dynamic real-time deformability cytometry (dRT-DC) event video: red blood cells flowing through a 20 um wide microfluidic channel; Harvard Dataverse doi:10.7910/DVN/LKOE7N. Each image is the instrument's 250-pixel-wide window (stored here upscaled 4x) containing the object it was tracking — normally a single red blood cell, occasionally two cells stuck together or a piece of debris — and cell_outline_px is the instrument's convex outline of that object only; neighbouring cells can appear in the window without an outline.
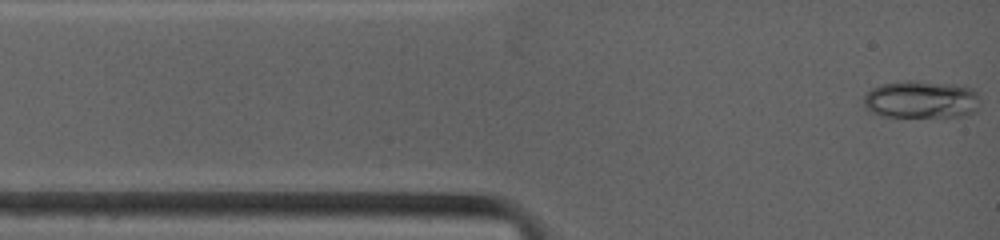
{"species": "common noctule bat (a hibernating species)", "species_latin": "Nyctalus noctula", "temperature_condition": "warm", "stored_images_in_passage": 69, "camera_frame_rate_fps": 4500, "um_per_image_px": 0.085, "animal": {"sex": "female", "body_mass_g": 19.0, "forearm_length_mm": 53.3}, "frame": {"image": 1, "passage_image": 1, "time_ms": 0.0, "image_size_px": [1000, 240], "cell_outline_px": [[976, 112], [964, 116], [880, 116], [872, 112], [864, 104], [864, 96], [872, 88], [884, 84], [904, 80], [916, 80], [948, 84], [972, 88], [976, 92]], "centroid_in_image_um": [78.27, 8.45], "position_along_channel_um": 6.7, "area_um2": 25.09}}
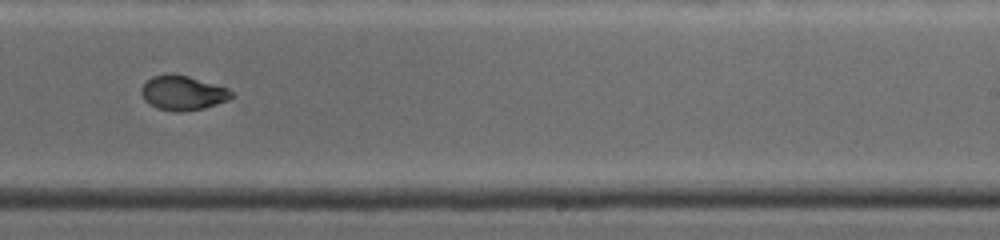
{"frame": {"image": 2, "passage_image": 33, "time_ms": 7.778, "image_size_px": [1000, 240], "cell_outline_px": [[232, 96], [228, 100], [204, 108], [184, 112], [172, 112], [156, 108], [148, 104], [144, 100], [140, 92], [140, 88], [152, 76], [172, 72], [188, 76], [228, 88], [232, 92]], "centroid_in_image_um": [15.49, 7.9], "position_along_channel_um": 273.5, "area_um2": 18.38}}
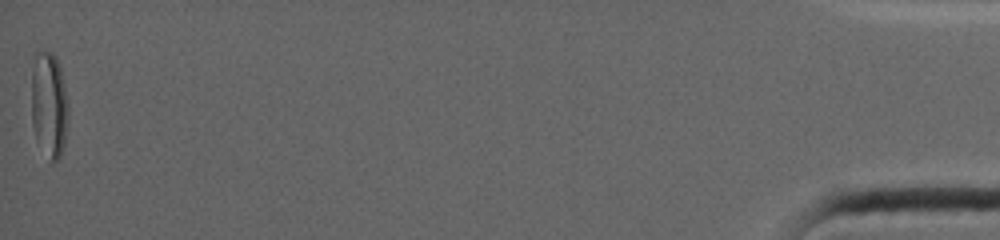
{"frame": {"image": 3, "passage_image": 69, "time_ms": 16.0, "image_size_px": [1000, 240], "cell_outline_px": [[68, 116], [64, 144], [60, 160], [52, 164], [36, 140], [32, 124], [32, 72], [36, 56], [40, 52], [52, 52], [60, 68], [68, 108]], "centroid_in_image_um": [4.17, 9.01], "position_along_channel_um": 431.0, "area_um2": 22.43}, "authors_computed_cell_mechanics": {"area_um2": 18.6694, "velocity_mm_per_s": 3.9819, "shape_relaxation_time_tau1_ms": null, "shape_relaxation_time_tau2_ms": 1.2458, "deformation_change_tau1": null, "deformation_change_tau2": 0.0355}}